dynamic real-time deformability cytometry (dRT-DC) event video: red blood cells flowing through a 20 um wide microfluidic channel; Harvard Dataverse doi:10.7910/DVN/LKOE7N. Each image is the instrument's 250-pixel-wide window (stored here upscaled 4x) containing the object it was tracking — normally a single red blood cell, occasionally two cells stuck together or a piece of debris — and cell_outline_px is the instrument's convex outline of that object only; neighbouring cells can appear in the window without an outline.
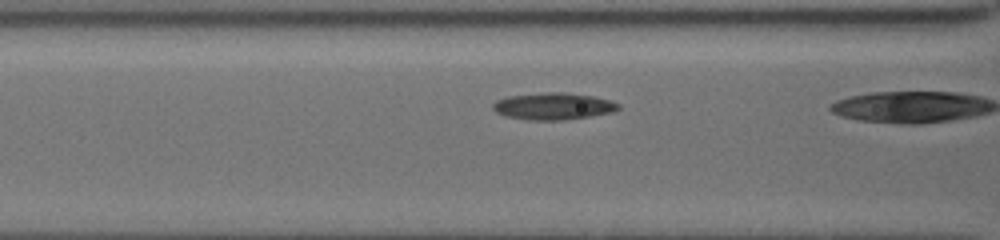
{"species": "common noctule bat (a hibernating species)", "species_latin": "Nyctalus noctula", "temperature_condition": "cold", "stored_images_in_passage": 8, "camera_frame_rate_fps": 3000, "um_per_image_px": 0.085, "animal": {"sex": "female", "body_mass_g": 19.5, "forearm_length_mm": 54.1}, "frame": {"image": 1, "passage_image": 7, "time_ms": 2.667, "image_size_px": [1000, 240], "cell_outline_px": [[620, 108], [612, 112], [564, 120], [528, 120], [508, 116], [496, 112], [492, 108], [492, 104], [496, 100], [508, 96], [544, 92], [564, 92], [592, 96], [608, 100], [620, 104]], "centroid_in_image_um": [47.0, 9.02], "position_along_channel_um": 119.6, "area_um2": 19.54}}